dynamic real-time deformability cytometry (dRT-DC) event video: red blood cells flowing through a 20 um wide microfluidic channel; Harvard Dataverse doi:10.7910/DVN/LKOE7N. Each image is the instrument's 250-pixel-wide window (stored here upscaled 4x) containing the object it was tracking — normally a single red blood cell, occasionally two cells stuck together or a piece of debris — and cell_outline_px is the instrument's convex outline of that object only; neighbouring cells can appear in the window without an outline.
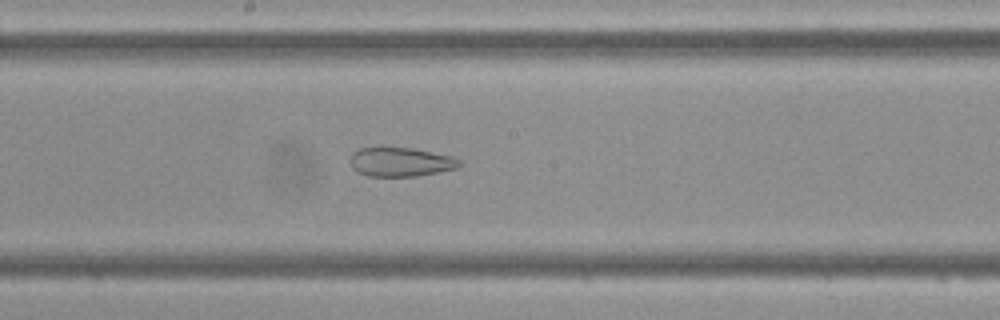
{"species": "Egyptian fruit bat (a non-hibernating species)", "species_latin": "Rousettus aegyptiacus", "temperature_condition": "cold", "stored_images_in_passage": 45, "camera_frame_rate_fps": 3000, "um_per_image_px": 0.085, "frame": {"image": 1, "passage_image": 25, "time_ms": 8.0, "image_size_px": [1000, 320], "cell_outline_px": [[460, 164], [456, 168], [416, 176], [368, 176], [356, 172], [352, 168], [352, 152], [360, 148], [412, 148], [452, 156], [460, 160]], "centroid_in_image_um": [34.04, 13.77], "position_along_channel_um": 214.2, "area_um2": 18.21}}
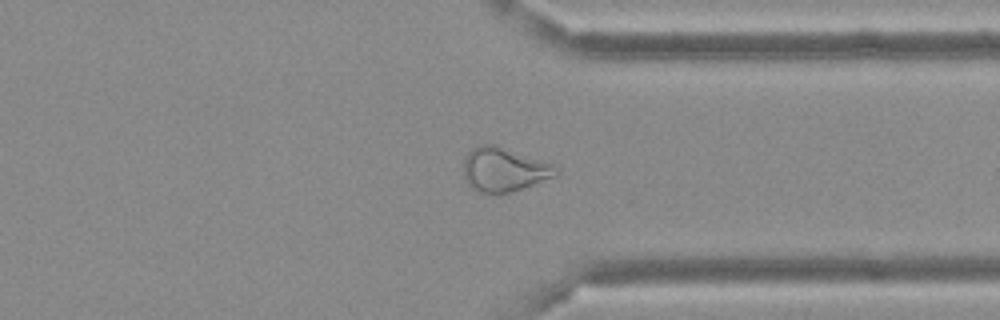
{"frame": {"image": 2, "passage_image": 36, "time_ms": 11.667, "image_size_px": [1000, 320], "cell_outline_px": [[560, 172], [556, 176], [508, 192], [476, 192], [468, 184], [464, 176], [464, 160], [468, 152], [472, 148], [480, 144], [496, 144], [552, 164], [560, 168]], "centroid_in_image_um": [42.83, 14.38], "position_along_channel_um": 368.6, "area_um2": 23.47}}
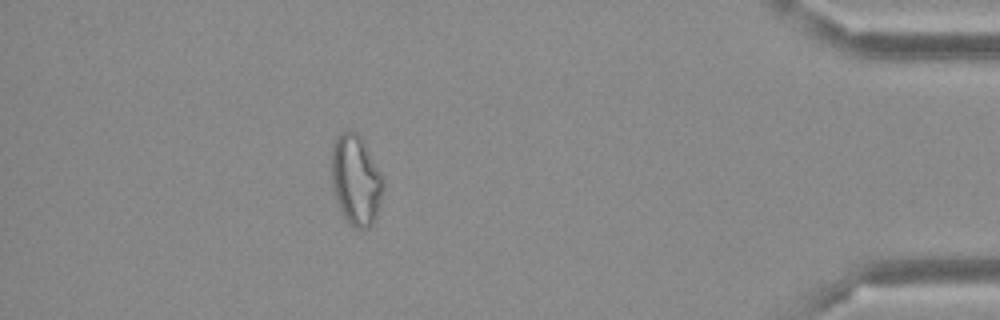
{"frame": {"image": 3, "passage_image": 42, "time_ms": 13.667, "image_size_px": [1000, 320], "cell_outline_px": [[384, 188], [376, 216], [372, 224], [368, 228], [356, 228], [344, 216], [340, 208], [332, 188], [332, 148], [336, 136], [344, 128], [356, 132], [360, 136], [380, 172]], "centroid_in_image_um": [30.23, 15.26], "position_along_channel_um": 405.0, "area_um2": 26.82}}